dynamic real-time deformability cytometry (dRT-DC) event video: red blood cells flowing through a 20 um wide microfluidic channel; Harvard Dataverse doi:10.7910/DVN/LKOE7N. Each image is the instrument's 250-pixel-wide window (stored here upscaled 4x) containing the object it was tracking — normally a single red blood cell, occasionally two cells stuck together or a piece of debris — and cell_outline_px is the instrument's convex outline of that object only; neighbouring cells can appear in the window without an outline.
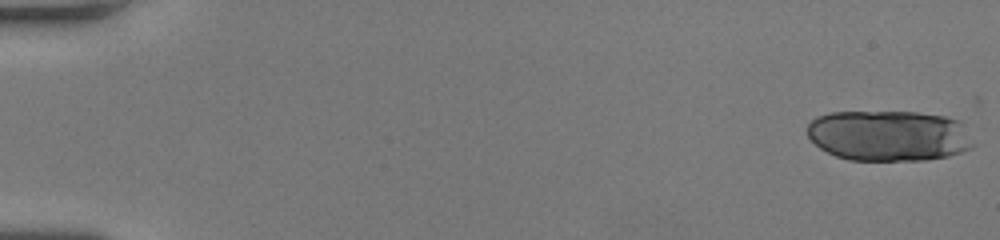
{"species": "human", "species_latin": "Homo sapiens", "temperature_condition": "room temperature", "stored_images_in_passage": 52, "camera_frame_rate_fps": 3000, "um_per_image_px": 0.085, "donor": {"sex": "female"}, "frame": {"image": 1, "passage_image": 1, "time_ms": 0.0, "image_size_px": [1000, 240], "cell_outline_px": [[976, 144], [972, 148], [948, 156], [924, 160], [848, 160], [836, 156], [820, 148], [808, 136], [808, 124], [816, 116], [828, 112], [916, 112], [944, 116], [956, 120], [960, 124]], "centroid_in_image_um": [75.53, 11.53], "position_along_channel_um": 9.5, "area_um2": 49.07}}
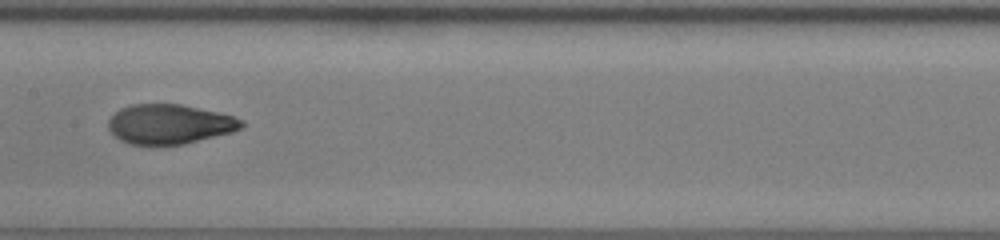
{"frame": {"image": 2, "passage_image": 29, "time_ms": 9.333, "image_size_px": [1000, 240], "cell_outline_px": [[244, 128], [232, 132], [184, 144], [128, 144], [120, 140], [108, 128], [108, 120], [120, 108], [132, 104], [180, 104], [216, 112], [232, 116], [244, 120]], "centroid_in_image_um": [14.42, 10.55], "position_along_channel_um": 193.0, "area_um2": 30.58}}
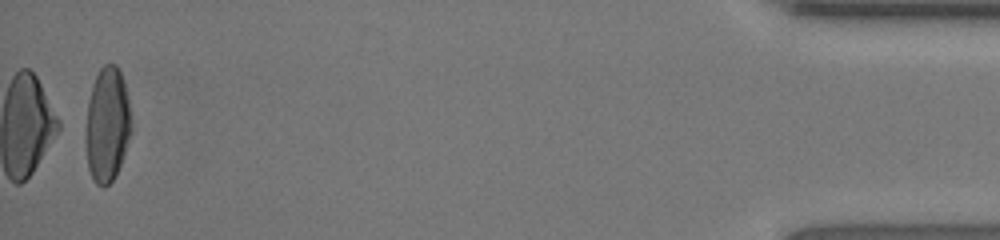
{"frame": {"image": 3, "passage_image": 52, "time_ms": 17.0, "image_size_px": [1000, 240], "cell_outline_px": [[132, 132], [120, 164], [112, 180], [104, 188], [96, 184], [88, 168], [84, 136], [84, 132], [88, 100], [92, 84], [100, 68], [104, 64], [116, 64], [120, 72], [124, 84], [128, 100], [132, 128]], "centroid_in_image_um": [9.09, 10.59], "position_along_channel_um": 426.1, "area_um2": 30.69}, "authors_computed_cell_mechanics": {"area_um2": 32.368, "velocity_mm_per_s": 4.1162, "shape_relaxation_time_tau1_ms": 7.2885, "shape_relaxation_time_tau2_ms": 1.1712, "deformation_change_tau1": 0.2819, "deformation_change_tau2": 0.0664}}